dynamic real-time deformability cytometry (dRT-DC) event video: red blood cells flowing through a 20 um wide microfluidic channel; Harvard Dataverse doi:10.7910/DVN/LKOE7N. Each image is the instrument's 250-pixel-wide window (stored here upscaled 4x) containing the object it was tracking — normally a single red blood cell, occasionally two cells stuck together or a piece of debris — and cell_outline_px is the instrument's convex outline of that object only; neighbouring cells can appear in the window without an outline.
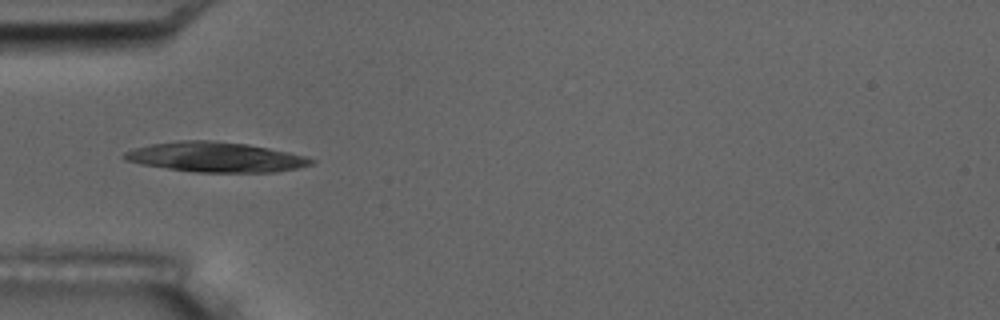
{"species": "common noctule bat (a hibernating species)", "species_latin": "Nyctalus noctula", "temperature_condition": "room temperature", "stored_images_in_passage": 7, "camera_frame_rate_fps": 3000, "um_per_image_px": 0.085, "animal": {"sex": "male", "body_mass_g": 17.5, "forearm_length_mm": 52.3}, "frame": {"image": 1, "passage_image": 5, "time_ms": 4.667, "image_size_px": [1000, 320], "cell_outline_px": [[316, 160], [312, 164], [296, 168], [276, 172], [196, 172], [140, 164], [124, 160], [120, 156], [124, 152], [132, 148], [152, 144], [180, 140], [212, 140], [248, 144], [288, 152], [304, 156]], "centroid_in_image_um": [18.28, 13.35], "position_along_channel_um": 66.7, "area_um2": 32.6}}